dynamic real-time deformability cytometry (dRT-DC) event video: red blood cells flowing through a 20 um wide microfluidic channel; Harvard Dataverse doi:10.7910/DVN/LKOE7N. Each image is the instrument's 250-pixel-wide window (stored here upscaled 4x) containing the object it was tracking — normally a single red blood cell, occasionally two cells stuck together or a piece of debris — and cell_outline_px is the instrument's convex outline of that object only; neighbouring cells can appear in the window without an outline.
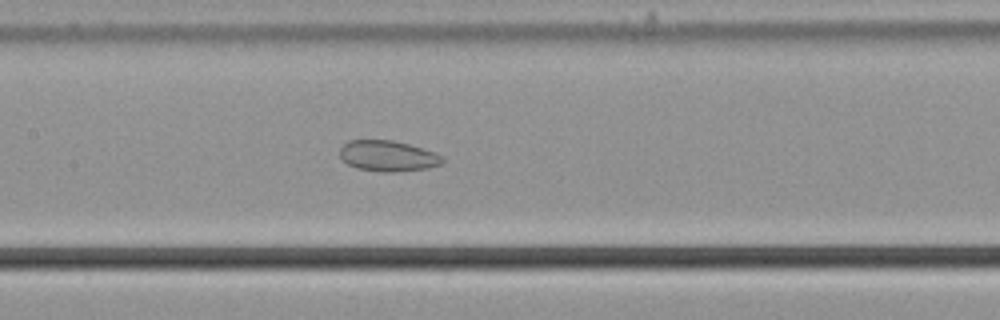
{"species": "common noctule bat (a hibernating species)", "species_latin": "Nyctalus noctula", "temperature_condition": "cold", "stored_images_in_passage": 57, "camera_frame_rate_fps": 3000, "um_per_image_px": 0.085, "animal": {"sex": "male", "body_mass_g": 21.5, "forearm_length_mm": 52.0}, "frame": {"image": 1, "passage_image": 28, "time_ms": 9.0, "image_size_px": [1000, 320], "cell_outline_px": [[444, 160], [440, 164], [428, 168], [396, 172], [380, 172], [356, 168], [348, 164], [340, 156], [340, 148], [348, 140], [392, 140], [408, 144], [436, 152], [444, 156]], "centroid_in_image_um": [32.98, 13.26], "position_along_channel_um": 174.4, "area_um2": 18.5}}
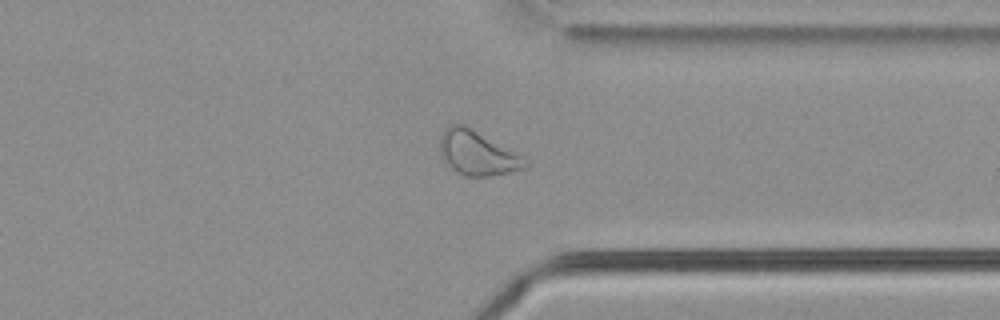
{"frame": {"image": 2, "passage_image": 44, "time_ms": 14.333, "image_size_px": [1000, 320], "cell_outline_px": [[528, 164], [524, 168], [508, 172], [488, 176], [464, 176], [456, 172], [448, 164], [440, 152], [440, 140], [444, 128], [452, 124], [464, 124], [524, 156], [528, 160]], "centroid_in_image_um": [40.58, 13.0], "position_along_channel_um": 370.8, "area_um2": 21.85}}
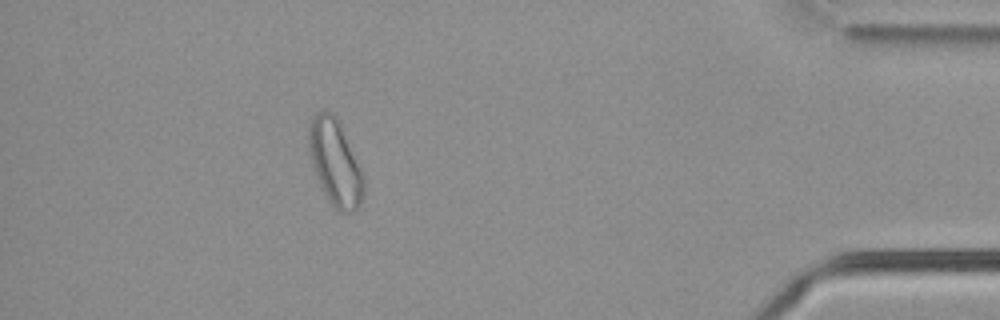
{"frame": {"image": 3, "passage_image": 51, "time_ms": 16.667, "image_size_px": [1000, 320], "cell_outline_px": [[364, 192], [360, 204], [356, 212], [340, 212], [328, 204], [312, 164], [308, 144], [308, 124], [312, 116], [316, 112], [324, 108], [332, 112], [340, 120], [344, 128], [364, 176]], "centroid_in_image_um": [28.49, 13.78], "position_along_channel_um": 406.7, "area_um2": 28.26}, "authors_computed_cell_mechanics": {"area_um2": 25.2008, "velocity_mm_per_s": 3.6988, "shape_relaxation_time_tau1_ms": null, "shape_relaxation_time_tau2_ms": 4.2012, "deformation_change_tau1": null, "deformation_change_tau2": 0.1039}}